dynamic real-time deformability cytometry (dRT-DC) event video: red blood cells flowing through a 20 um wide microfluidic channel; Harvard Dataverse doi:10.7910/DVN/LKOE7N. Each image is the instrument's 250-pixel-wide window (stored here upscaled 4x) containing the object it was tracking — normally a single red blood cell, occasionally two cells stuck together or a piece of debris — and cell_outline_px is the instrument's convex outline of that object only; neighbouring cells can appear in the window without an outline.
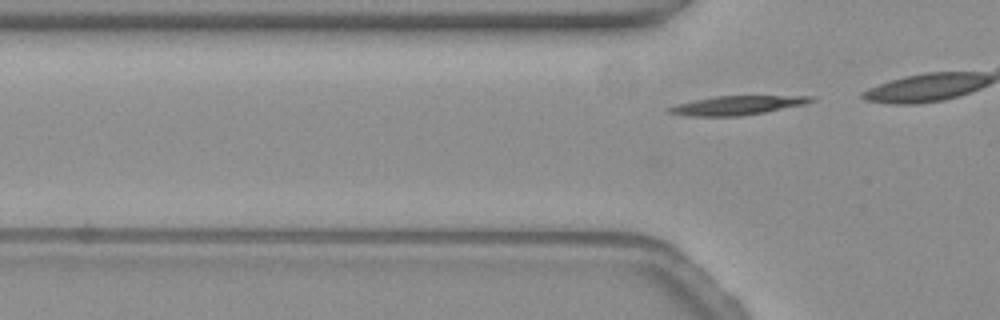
{"species": "common noctule bat (a hibernating species)", "species_latin": "Nyctalus noctula", "temperature_condition": "warm", "stored_images_in_passage": 6, "camera_frame_rate_fps": 3000, "um_per_image_px": 0.085, "animal": {"sex": "female", "body_mass_g": 19.3, "forearm_length_mm": 54.1}, "frame": {"image": 1, "passage_image": 2, "time_ms": 0.333, "image_size_px": [1000, 320], "cell_outline_px": [[816, 100], [804, 104], [764, 112], [740, 116], [688, 116], [668, 112], [664, 108], [676, 104], [716, 96], [812, 96]], "centroid_in_image_um": [62.61, 8.95], "position_along_channel_um": 63.2, "area_um2": 15.55}}